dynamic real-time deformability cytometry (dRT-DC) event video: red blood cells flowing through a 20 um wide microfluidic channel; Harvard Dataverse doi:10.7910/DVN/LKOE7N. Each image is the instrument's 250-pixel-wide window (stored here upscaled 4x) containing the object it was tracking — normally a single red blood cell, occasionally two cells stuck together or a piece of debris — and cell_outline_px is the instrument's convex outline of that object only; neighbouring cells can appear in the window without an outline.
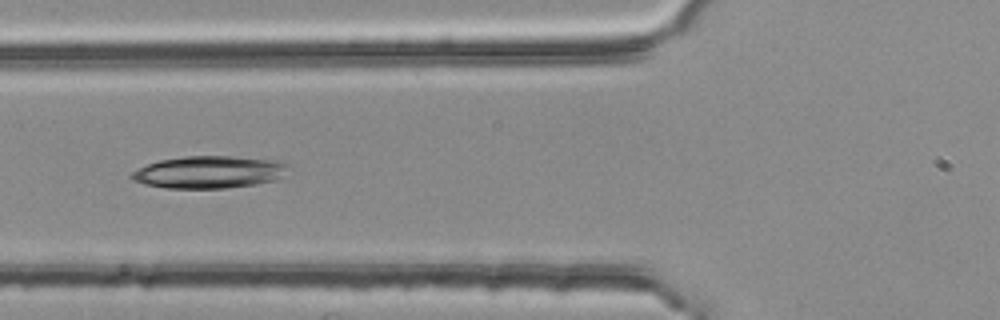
{"species": "common noctule bat (a hibernating species)", "species_latin": "Nyctalus noctula", "temperature_condition": "room temperature", "stored_images_in_passage": 4, "camera_frame_rate_fps": 3000, "um_per_image_px": 0.085, "animal": {"sex": "female", "body_mass_g": 25.1}, "frame": {"image": 1, "passage_image": 3, "time_ms": 0.667, "image_size_px": [1000, 320], "cell_outline_px": [[288, 164], [280, 176], [276, 180], [256, 184], [228, 188], [164, 188], [144, 184], [132, 180], [128, 176], [132, 172], [148, 164], [160, 160], [184, 156], [228, 156], [280, 160]], "centroid_in_image_um": [17.74, 14.63], "position_along_channel_um": 108.1, "area_um2": 29.42}}
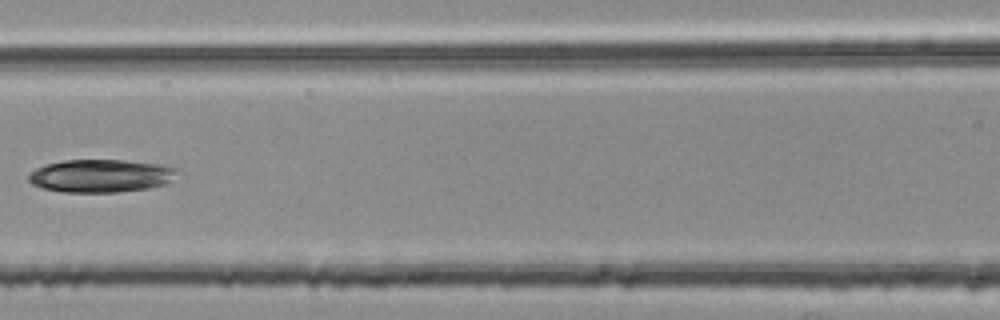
{"frame": {"image": 2, "passage_image": 4, "time_ms": 1.0, "image_size_px": [1000, 320], "cell_outline_px": [[180, 172], [168, 184], [148, 188], [116, 192], [64, 192], [44, 188], [32, 184], [28, 180], [28, 176], [36, 168], [48, 164], [64, 160], [124, 160], [160, 164], [180, 168]], "centroid_in_image_um": [8.65, 14.94], "position_along_channel_um": 158.0, "area_um2": 28.67}}